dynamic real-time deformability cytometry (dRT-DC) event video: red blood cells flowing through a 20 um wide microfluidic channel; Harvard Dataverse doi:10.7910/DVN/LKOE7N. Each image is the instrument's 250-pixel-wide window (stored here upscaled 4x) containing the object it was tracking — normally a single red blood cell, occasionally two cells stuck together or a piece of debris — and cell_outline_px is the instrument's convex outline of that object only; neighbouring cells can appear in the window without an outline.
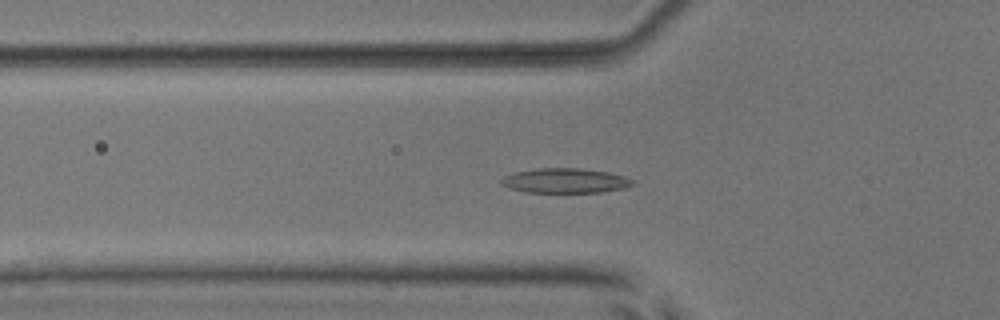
{"species": "common noctule bat (a hibernating species)", "species_latin": "Nyctalus noctula", "temperature_condition": "room temperature", "stored_images_in_passage": 40, "camera_frame_rate_fps": 3000, "um_per_image_px": 0.085, "animal": {"sex": "male", "body_mass_g": 17.9, "forearm_length_mm": 54.2}, "frame": {"image": 1, "passage_image": 12, "time_ms": 3.667, "image_size_px": [1000, 320], "cell_outline_px": [[636, 184], [624, 188], [600, 192], [528, 192], [508, 188], [500, 184], [500, 180], [504, 176], [516, 172], [540, 168], [580, 168], [608, 172], [624, 176], [636, 180]], "centroid_in_image_um": [48.07, 15.36], "position_along_channel_um": 77.7, "area_um2": 18.96}}
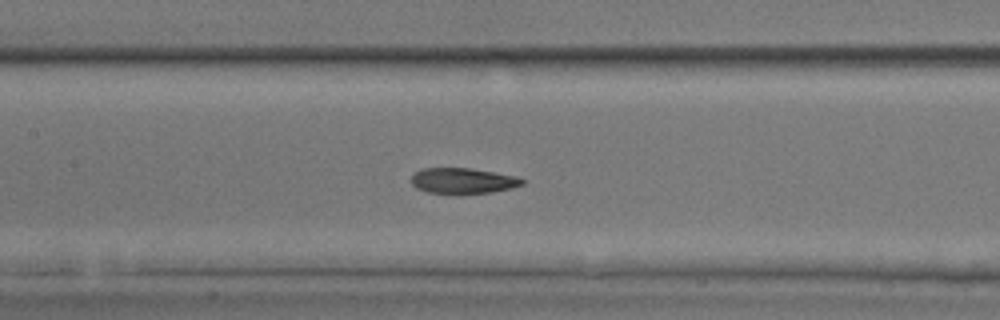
{"frame": {"image": 2, "passage_image": 19, "time_ms": 6.0, "image_size_px": [1000, 320], "cell_outline_px": [[524, 184], [512, 188], [492, 192], [456, 196], [452, 196], [428, 192], [416, 188], [412, 184], [412, 176], [416, 172], [424, 168], [472, 168], [516, 176], [524, 180]], "centroid_in_image_um": [39.35, 15.4], "position_along_channel_um": 168.1, "area_um2": 17.11}}
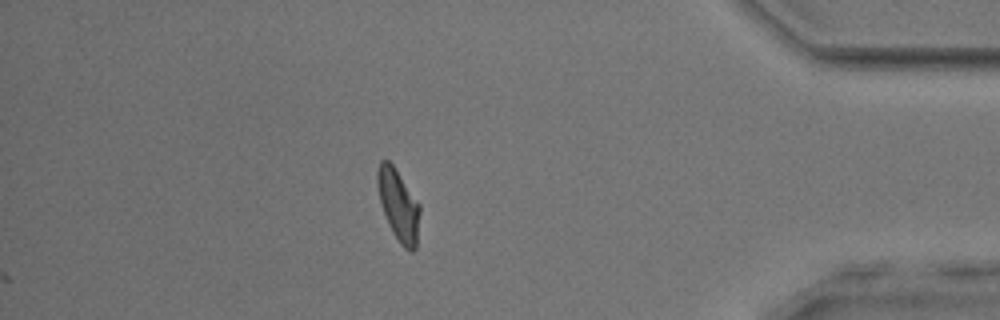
{"frame": {"image": 3, "passage_image": 40, "time_ms": 13.0, "image_size_px": [1000, 320], "cell_outline_px": [[420, 212], [416, 248], [412, 252], [404, 248], [400, 244], [392, 232], [388, 224], [380, 204], [376, 184], [376, 172], [380, 160], [388, 160], [392, 164], [420, 204]], "centroid_in_image_um": [33.85, 17.44], "position_along_channel_um": 401.4, "area_um2": 17.8}, "authors_computed_cell_mechanics": {"area_um2": 17.6001, "velocity_mm_per_s": 3.867, "shape_relaxation_time_tau1_ms": 4.1255, "shape_relaxation_time_tau2_ms": 1.9421, "deformation_change_tau1": 0.1683, "deformation_change_tau2": 0.0667}}